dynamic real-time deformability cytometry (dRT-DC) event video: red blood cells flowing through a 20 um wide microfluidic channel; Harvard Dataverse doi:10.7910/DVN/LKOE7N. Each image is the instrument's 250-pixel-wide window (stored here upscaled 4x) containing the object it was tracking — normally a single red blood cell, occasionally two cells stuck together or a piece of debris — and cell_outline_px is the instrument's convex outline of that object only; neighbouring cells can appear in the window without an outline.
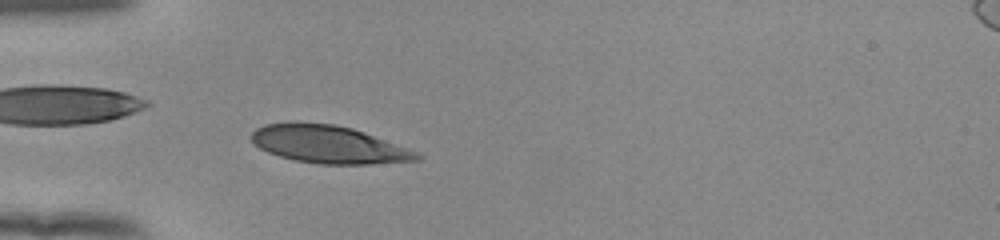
{"species": "human", "species_latin": "Homo sapiens", "temperature_condition": "room temperature", "stored_images_in_passage": 46, "camera_frame_rate_fps": 3000, "um_per_image_px": 0.085, "donor": {"sex": "female"}, "frame": {"image": 1, "passage_image": 10, "time_ms": 3.0, "image_size_px": [1000, 240], "cell_outline_px": [[424, 156], [420, 160], [368, 164], [320, 164], [296, 160], [280, 156], [268, 152], [260, 148], [252, 140], [252, 132], [256, 128], [264, 124], [288, 120], [296, 120], [336, 124], [352, 128], [364, 132], [420, 152]], "centroid_in_image_um": [27.93, 12.24], "position_along_channel_um": 57.1, "area_um2": 36.88}}
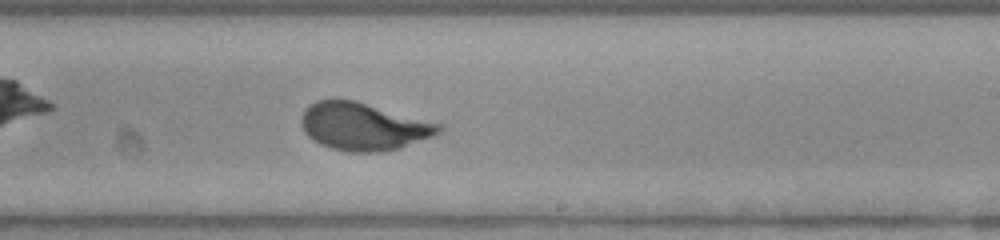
{"frame": {"image": 2, "passage_image": 26, "time_ms": 8.333, "image_size_px": [1000, 240], "cell_outline_px": [[444, 128], [436, 136], [400, 148], [380, 152], [352, 152], [332, 148], [320, 144], [312, 140], [304, 132], [300, 124], [300, 120], [304, 112], [316, 100], [356, 100], [444, 124]], "centroid_in_image_um": [30.96, 10.76], "position_along_channel_um": 258.0, "area_um2": 38.44}}
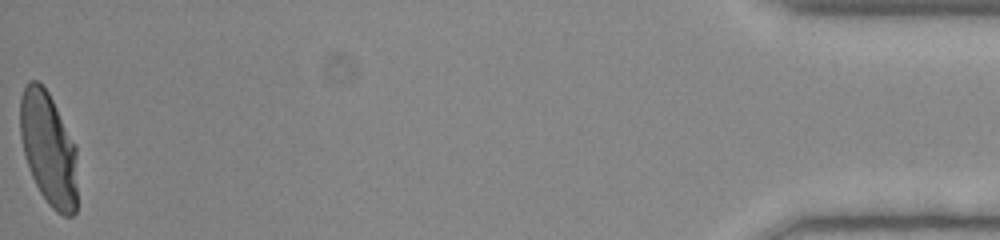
{"frame": {"image": 3, "passage_image": 46, "time_ms": 15.0, "image_size_px": [1000, 240], "cell_outline_px": [[76, 212], [72, 216], [64, 216], [56, 212], [48, 204], [40, 192], [32, 176], [24, 156], [20, 136], [20, 96], [28, 80], [36, 80], [48, 92], [76, 144]], "centroid_in_image_um": [4.12, 12.64], "position_along_channel_um": 431.1, "area_um2": 37.92}, "authors_computed_cell_mechanics": {"area_um2": 37.3388, "velocity_mm_per_s": 3.9451, "shape_relaxation_time_tau1_ms": 3.7993, "shape_relaxation_time_tau2_ms": null, "deformation_change_tau1": 0.1843, "deformation_change_tau2": null}}